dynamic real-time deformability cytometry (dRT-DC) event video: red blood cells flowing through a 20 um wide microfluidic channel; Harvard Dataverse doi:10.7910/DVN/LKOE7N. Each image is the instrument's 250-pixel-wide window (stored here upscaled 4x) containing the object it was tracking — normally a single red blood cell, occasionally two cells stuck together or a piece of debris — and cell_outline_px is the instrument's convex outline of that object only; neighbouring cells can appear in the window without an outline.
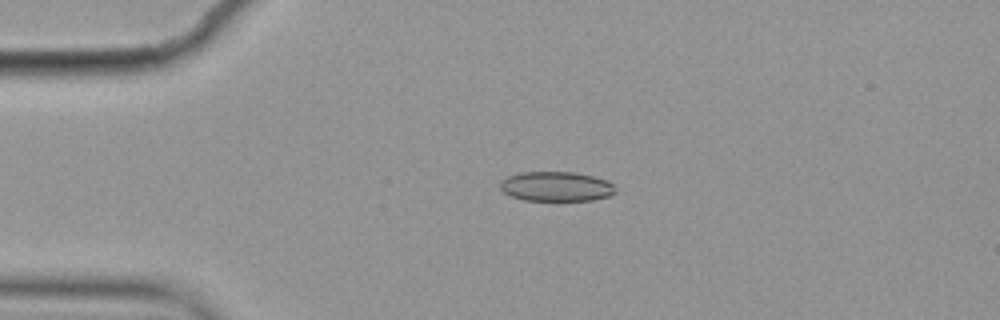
{"species": "common noctule bat (a hibernating species)", "species_latin": "Nyctalus noctula", "temperature_condition": "cold", "stored_images_in_passage": 5, "camera_frame_rate_fps": 3000, "um_per_image_px": 0.085, "animal": {"sex": "female", "body_mass_g": 19.9}, "frame": {"image": 1, "passage_image": 4, "time_ms": 1.0, "image_size_px": [1000, 320], "cell_outline_px": [[616, 192], [612, 196], [592, 200], [524, 200], [512, 196], [504, 192], [500, 188], [500, 180], [508, 176], [520, 172], [576, 172], [608, 180], [616, 188]], "centroid_in_image_um": [47.3, 15.84], "position_along_channel_um": 37.7, "area_um2": 20.06}}